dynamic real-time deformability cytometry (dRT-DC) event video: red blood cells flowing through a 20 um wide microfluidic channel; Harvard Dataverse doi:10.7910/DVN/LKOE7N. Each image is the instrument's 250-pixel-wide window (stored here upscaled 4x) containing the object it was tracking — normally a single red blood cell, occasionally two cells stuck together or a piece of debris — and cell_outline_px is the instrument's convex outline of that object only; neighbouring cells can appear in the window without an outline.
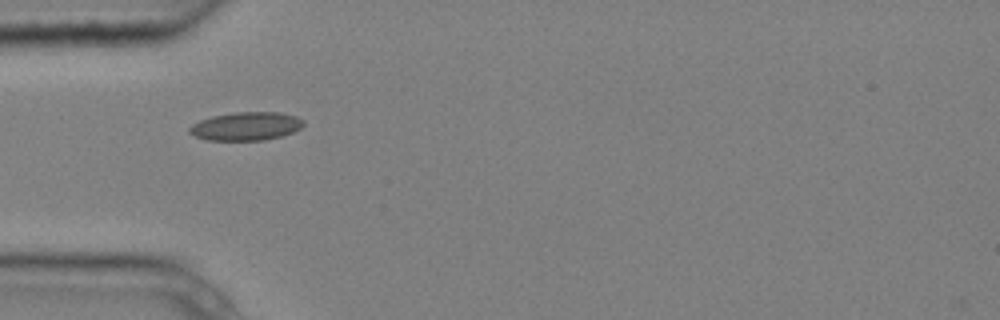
{"species": "common noctule bat (a hibernating species)", "species_latin": "Nyctalus noctula", "temperature_condition": "cold", "stored_images_in_passage": 5, "camera_frame_rate_fps": 3000, "um_per_image_px": 0.085, "animal": {"sex": "male", "body_mass_g": 20.4}, "frame": {"image": 1, "passage_image": 1, "time_ms": 0.0, "image_size_px": [1000, 320], "cell_outline_px": [[304, 124], [300, 128], [292, 132], [280, 136], [264, 140], [208, 140], [196, 136], [188, 132], [188, 128], [192, 124], [200, 120], [212, 116], [236, 112], [280, 112], [296, 116], [304, 120]], "centroid_in_image_um": [20.91, 10.72], "position_along_channel_um": 64.1, "area_um2": 18.79}}
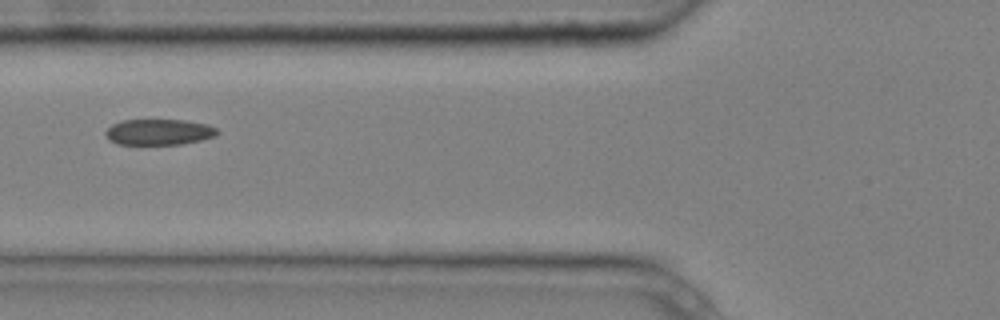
{"frame": {"image": 2, "passage_image": 2, "time_ms": 0.333, "image_size_px": [1000, 320], "cell_outline_px": [[220, 132], [216, 136], [200, 140], [180, 144], [116, 144], [108, 140], [104, 132], [112, 124], [124, 120], [184, 120], [208, 124], [216, 128]], "centroid_in_image_um": [13.51, 11.22], "position_along_channel_um": 112.3, "area_um2": 16.88}}
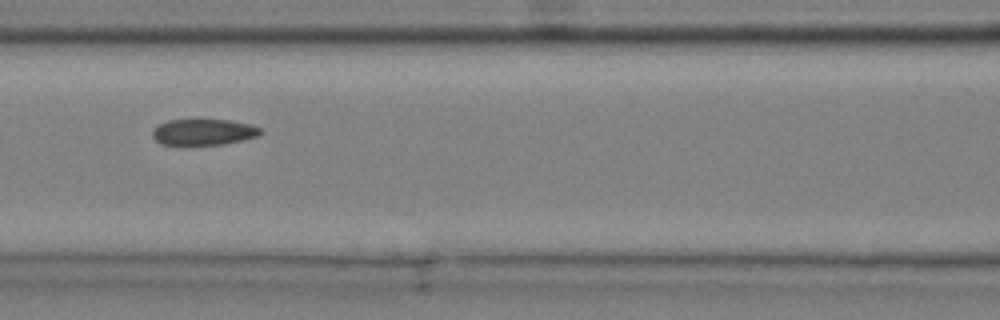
{"frame": {"image": 3, "passage_image": 3, "time_ms": 0.667, "image_size_px": [1000, 320], "cell_outline_px": [[264, 132], [260, 136], [244, 140], [224, 144], [184, 148], [160, 144], [152, 136], [152, 128], [168, 120], [228, 120], [252, 124], [260, 128]], "centroid_in_image_um": [17.28, 11.28], "position_along_channel_um": 149.3, "area_um2": 17.4}}